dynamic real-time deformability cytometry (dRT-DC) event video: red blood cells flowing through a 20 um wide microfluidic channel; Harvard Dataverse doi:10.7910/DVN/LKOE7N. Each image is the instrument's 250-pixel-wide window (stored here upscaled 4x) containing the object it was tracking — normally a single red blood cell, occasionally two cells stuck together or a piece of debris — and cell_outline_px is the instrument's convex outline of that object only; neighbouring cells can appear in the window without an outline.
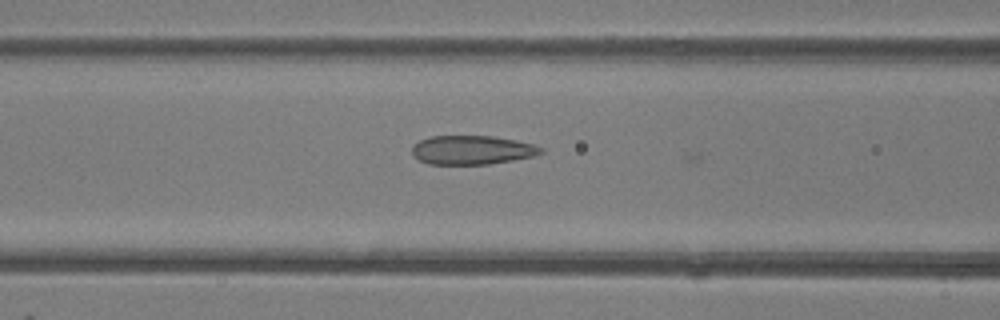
{"species": "common noctule bat (a hibernating species)", "species_latin": "Nyctalus noctula", "temperature_condition": "room temperature", "stored_images_in_passage": 15, "camera_frame_rate_fps": 3000, "um_per_image_px": 0.085, "animal": {"sex": "female"}, "frame": {"image": 1, "passage_image": 14, "time_ms": 4.333, "image_size_px": [1000, 320], "cell_outline_px": [[544, 152], [532, 156], [512, 160], [488, 164], [428, 164], [420, 160], [412, 152], [412, 144], [420, 140], [432, 136], [492, 136], [516, 140], [532, 144], [544, 148]], "centroid_in_image_um": [40.12, 12.74], "position_along_channel_um": 126.5, "area_um2": 21.62}}